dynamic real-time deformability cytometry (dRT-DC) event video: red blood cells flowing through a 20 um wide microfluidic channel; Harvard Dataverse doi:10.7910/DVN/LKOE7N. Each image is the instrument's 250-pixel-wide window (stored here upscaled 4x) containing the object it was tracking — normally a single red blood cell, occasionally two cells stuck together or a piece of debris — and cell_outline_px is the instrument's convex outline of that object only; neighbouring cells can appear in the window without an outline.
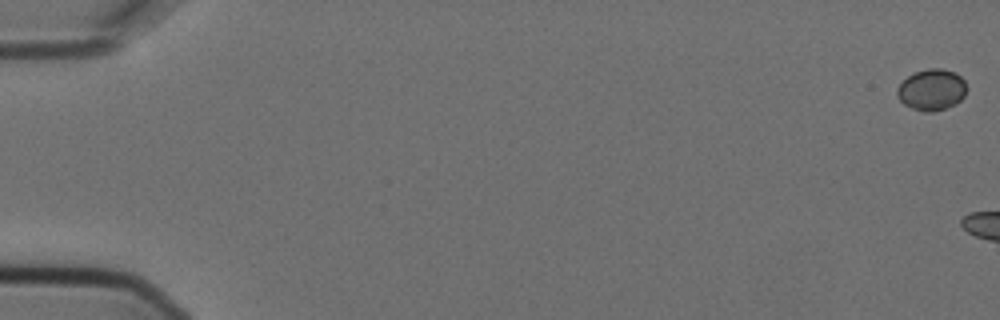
{"species": "Egyptian fruit bat (a non-hibernating species)", "species_latin": "Rousettus aegyptiacus", "temperature_condition": "cold", "stored_images_in_passage": 7, "camera_frame_rate_fps": 3000, "um_per_image_px": 0.085, "animal": {"sex": "female"}, "frame": {"image": 1, "passage_image": 1, "time_ms": 0.0, "image_size_px": [1000, 320], "cell_outline_px": [[968, 88], [964, 96], [956, 104], [932, 112], [924, 112], [912, 108], [904, 104], [896, 96], [896, 88], [908, 76], [916, 72], [928, 68], [940, 68], [956, 72], [964, 80]], "centroid_in_image_um": [79.2, 7.62], "position_along_channel_um": 5.8, "area_um2": 16.82}}
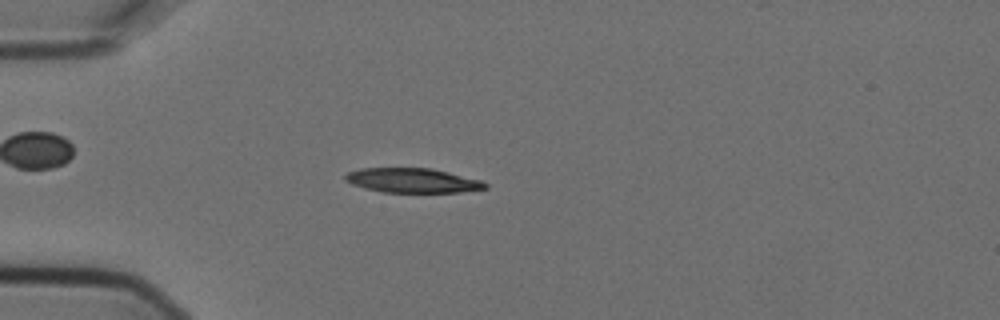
{"frame": {"image": 2, "passage_image": 6, "time_ms": 1.667, "image_size_px": [1000, 320], "cell_outline_px": [[488, 188], [460, 192], [384, 192], [352, 184], [344, 180], [344, 176], [348, 172], [360, 168], [432, 168], [480, 180], [488, 184]], "centroid_in_image_um": [35.07, 15.33], "position_along_channel_um": 49.9, "area_um2": 19.83}}